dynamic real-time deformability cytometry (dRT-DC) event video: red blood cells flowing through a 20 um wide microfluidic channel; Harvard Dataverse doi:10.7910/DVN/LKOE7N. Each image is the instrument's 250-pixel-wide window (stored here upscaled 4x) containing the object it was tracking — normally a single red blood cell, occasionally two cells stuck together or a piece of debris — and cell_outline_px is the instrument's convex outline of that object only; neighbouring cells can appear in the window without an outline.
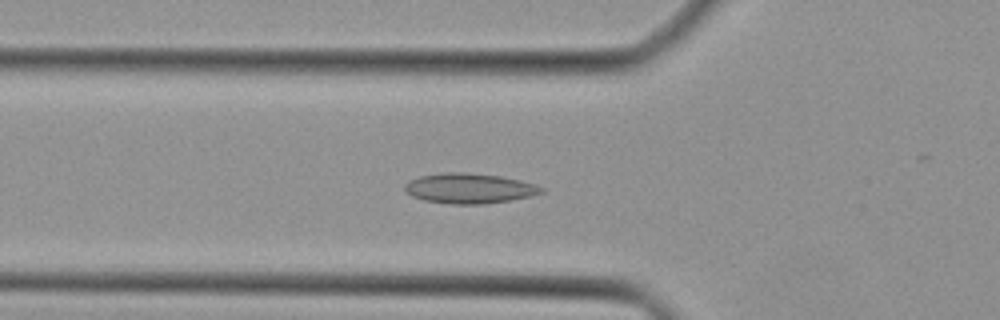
{"species": "Egyptian fruit bat (a non-hibernating species)", "species_latin": "Rousettus aegyptiacus", "temperature_condition": "cold", "stored_images_in_passage": 39, "camera_frame_rate_fps": 3000, "um_per_image_px": 0.085, "animal": {"sex": "female"}, "frame": {"image": 1, "passage_image": 10, "time_ms": 3.0, "image_size_px": [1000, 320], "cell_outline_px": [[544, 192], [532, 196], [512, 200], [484, 204], [452, 204], [424, 200], [412, 196], [404, 192], [404, 184], [408, 180], [420, 176], [448, 172], [464, 172], [500, 176], [520, 180], [544, 188]], "centroid_in_image_um": [39.87, 16.01], "position_along_channel_um": 85.9, "area_um2": 24.04}}
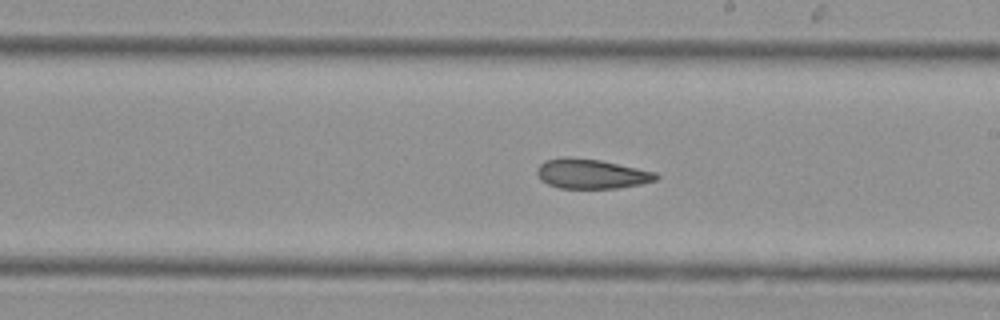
{"frame": {"image": 2, "passage_image": 20, "time_ms": 6.333, "image_size_px": [1000, 320], "cell_outline_px": [[660, 176], [656, 180], [640, 184], [616, 188], [560, 188], [548, 184], [540, 180], [536, 172], [536, 168], [544, 160], [568, 156], [600, 160], [656, 172]], "centroid_in_image_um": [50.23, 14.77], "position_along_channel_um": 238.8, "area_um2": 20.63}}
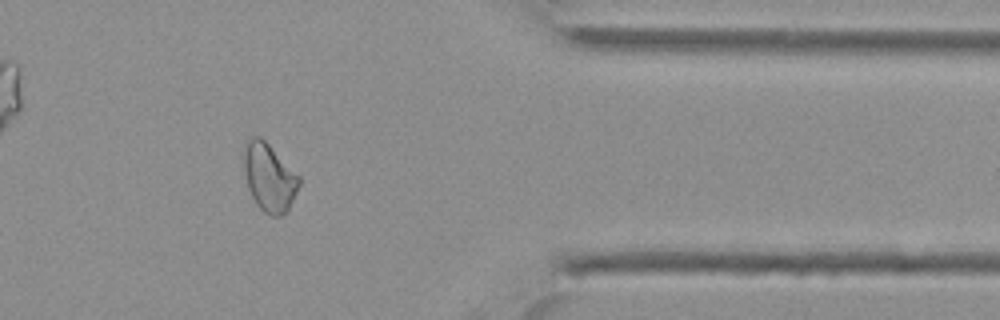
{"frame": {"image": 3, "passage_image": 31, "time_ms": 10.0, "image_size_px": [1000, 320], "cell_outline_px": [[300, 184], [288, 212], [280, 216], [272, 216], [264, 212], [256, 204], [248, 188], [244, 172], [244, 148], [248, 140], [252, 136], [260, 136], [300, 176]], "centroid_in_image_um": [22.89, 15.1], "position_along_channel_um": 388.5, "area_um2": 21.85}}